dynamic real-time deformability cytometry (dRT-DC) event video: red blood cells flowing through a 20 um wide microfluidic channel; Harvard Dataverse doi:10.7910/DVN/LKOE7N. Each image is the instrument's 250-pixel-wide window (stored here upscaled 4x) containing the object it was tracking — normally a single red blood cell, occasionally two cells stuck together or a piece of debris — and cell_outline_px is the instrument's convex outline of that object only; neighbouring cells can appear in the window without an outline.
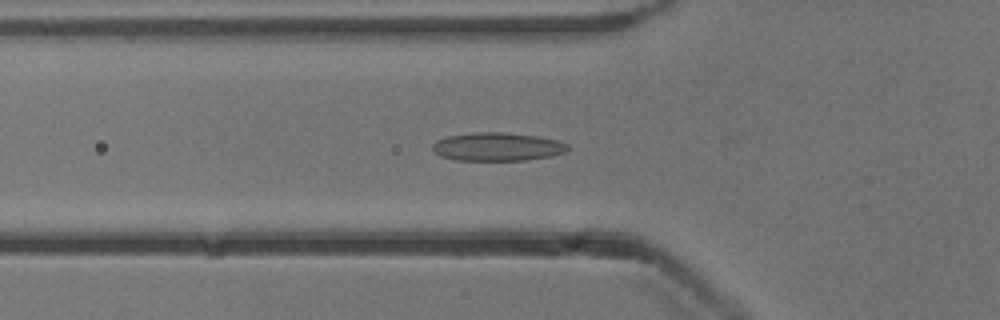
{"species": "common noctule bat (a hibernating species)", "species_latin": "Nyctalus noctula", "temperature_condition": "cold", "stored_images_in_passage": 51, "camera_frame_rate_fps": 3000, "um_per_image_px": 0.085, "animal": {"sex": "male", "body_mass_g": 13.3}, "frame": {"image": 1, "passage_image": 16, "time_ms": 5.0, "image_size_px": [1000, 320], "cell_outline_px": [[568, 148], [564, 152], [552, 156], [524, 160], [456, 160], [440, 156], [432, 148], [432, 144], [436, 140], [448, 136], [472, 132], [504, 132], [536, 136], [556, 140], [568, 144]], "centroid_in_image_um": [42.25, 12.47], "position_along_channel_um": 83.6, "area_um2": 22.25}}
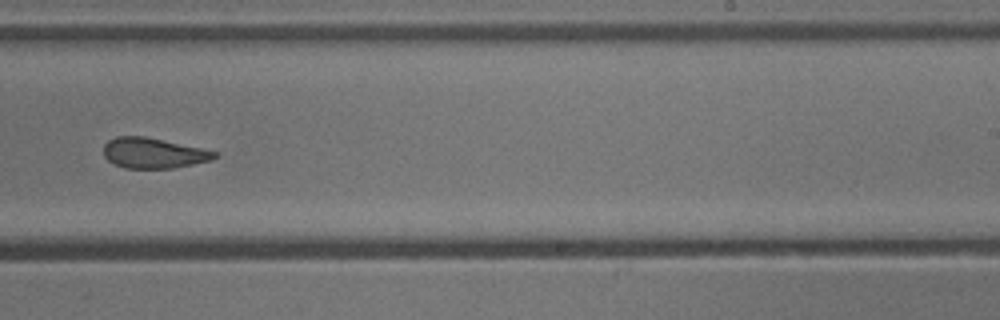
{"frame": {"image": 2, "passage_image": 31, "time_ms": 10.0, "image_size_px": [1000, 320], "cell_outline_px": [[216, 156], [212, 160], [172, 168], [124, 168], [108, 160], [104, 156], [104, 144], [108, 140], [116, 136], [144, 136], [200, 148], [216, 152]], "centroid_in_image_um": [12.99, 13.01], "position_along_channel_um": 276.0, "area_um2": 19.36}}
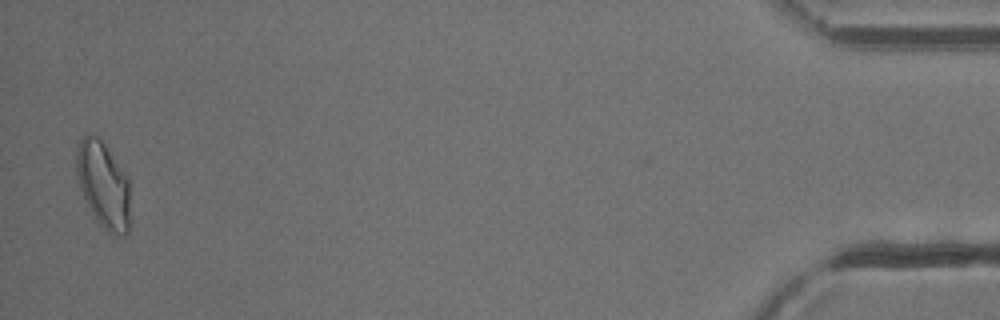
{"frame": {"image": 3, "passage_image": 50, "time_ms": 16.333, "image_size_px": [1000, 320], "cell_outline_px": [[132, 224], [128, 232], [124, 236], [116, 236], [108, 232], [96, 220], [76, 180], [76, 152], [80, 140], [88, 132], [96, 136], [104, 144], [128, 180]], "centroid_in_image_um": [8.8, 15.78], "position_along_channel_um": 426.4, "area_um2": 27.17}, "authors_computed_cell_mechanics": {"area_um2": 21.6172, "velocity_mm_per_s": 3.8317, "shape_relaxation_time_tau1_ms": null, "shape_relaxation_time_tau2_ms": 3.4045, "deformation_change_tau1": null, "deformation_change_tau2": 0.0955}}